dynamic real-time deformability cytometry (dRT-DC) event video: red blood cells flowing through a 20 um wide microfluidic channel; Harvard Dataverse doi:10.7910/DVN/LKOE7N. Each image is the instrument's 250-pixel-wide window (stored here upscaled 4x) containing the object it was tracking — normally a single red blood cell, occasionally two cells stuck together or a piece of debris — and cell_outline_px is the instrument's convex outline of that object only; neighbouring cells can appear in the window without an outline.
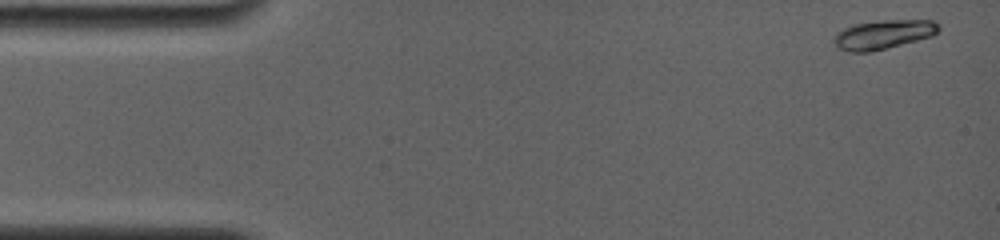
{"species": "common noctule bat (a hibernating species)", "species_latin": "Nyctalus noctula", "temperature_condition": "room temperature", "stored_images_in_passage": 43, "camera_frame_rate_fps": 4000, "um_per_image_px": 0.085, "animal": {"sex": "female", "body_mass_g": 19.0, "forearm_length_mm": 56.7}, "frame": {"image": 1, "passage_image": 1, "time_ms": 0.0, "image_size_px": [1000, 240], "cell_outline_px": [[940, 28], [932, 36], [868, 52], [852, 52], [836, 48], [832, 40], [836, 32], [852, 24], [880, 20], [932, 20], [940, 24]], "centroid_in_image_um": [75.03, 2.91], "position_along_channel_um": 10.0, "area_um2": 17.74}}
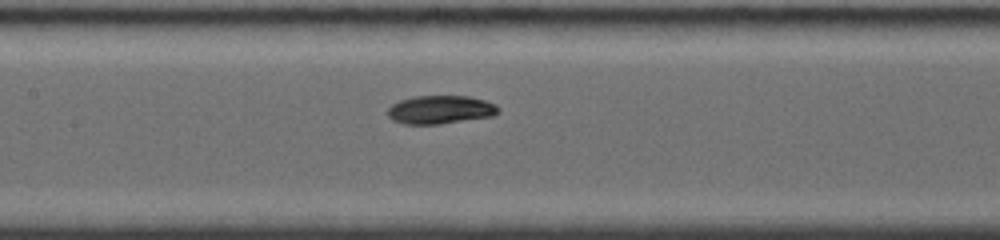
{"frame": {"image": 2, "passage_image": 20, "time_ms": 7.25, "image_size_px": [1000, 240], "cell_outline_px": [[500, 112], [492, 116], [440, 124], [404, 124], [392, 120], [388, 116], [388, 108], [392, 104], [400, 100], [412, 96], [468, 96], [484, 100], [496, 104], [500, 108]], "centroid_in_image_um": [37.43, 9.32], "position_along_channel_um": 170.0, "area_um2": 18.38}}
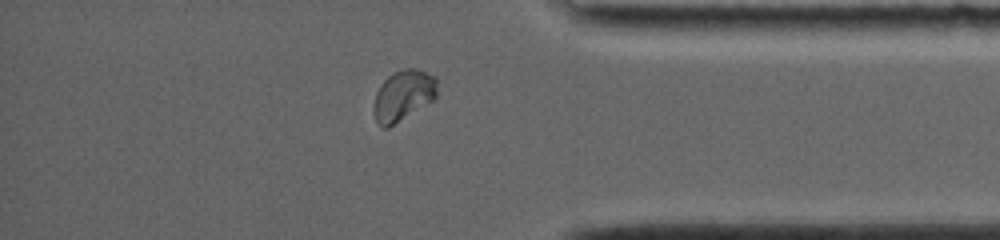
{"frame": {"image": 3, "passage_image": 37, "time_ms": 13.5, "image_size_px": [1000, 240], "cell_outline_px": [[436, 96], [432, 100], [388, 128], [384, 128], [376, 120], [372, 112], [372, 108], [376, 92], [380, 84], [388, 76], [404, 68], [416, 68], [436, 76]], "centroid_in_image_um": [34.24, 8.1], "position_along_channel_um": 401.0, "area_um2": 18.61}, "authors_computed_cell_mechanics": {"area_um2": 17.8602, "velocity_mm_per_s": 3.789, "shape_relaxation_time_tau1_ms": 3.1165, "shape_relaxation_time_tau2_ms": null, "deformation_change_tau1": 0.1263, "deformation_change_tau2": null}}